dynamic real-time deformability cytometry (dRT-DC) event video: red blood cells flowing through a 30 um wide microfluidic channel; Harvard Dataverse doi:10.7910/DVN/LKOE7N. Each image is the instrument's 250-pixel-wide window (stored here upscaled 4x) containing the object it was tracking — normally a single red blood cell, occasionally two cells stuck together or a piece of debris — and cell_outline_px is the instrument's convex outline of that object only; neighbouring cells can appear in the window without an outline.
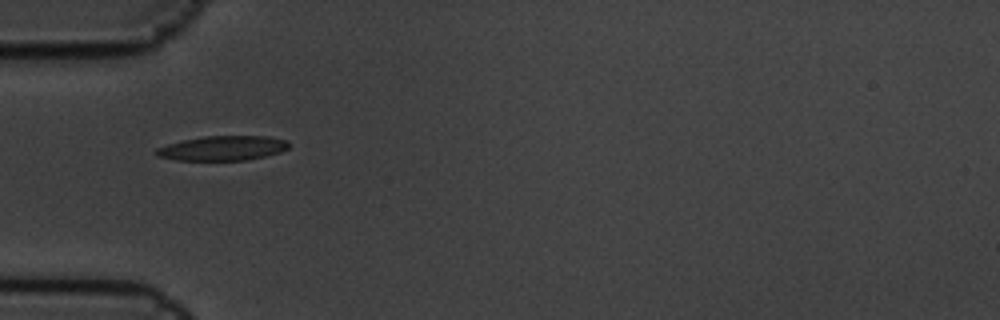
{"species": "common noctule bat (a hibernating species)", "species_latin": "Nyctalus noctula", "temperature_condition": "cold", "stored_images_in_passage": 7, "camera_frame_rate_fps": 3000, "um_per_image_px": 0.085, "animal": {"sex": "male", "body_mass_g": 19.5, "forearm_length_mm": 54.6}, "frame": {"image": 1, "passage_image": 1, "time_ms": 0.0, "image_size_px": [1000, 320], "cell_outline_px": [[288, 148], [280, 152], [264, 156], [244, 160], [176, 160], [156, 156], [156, 148], [168, 144], [184, 140], [204, 136], [268, 136], [288, 140]], "centroid_in_image_um": [18.93, 12.59], "position_along_channel_um": 66.1, "area_um2": 18.9}}
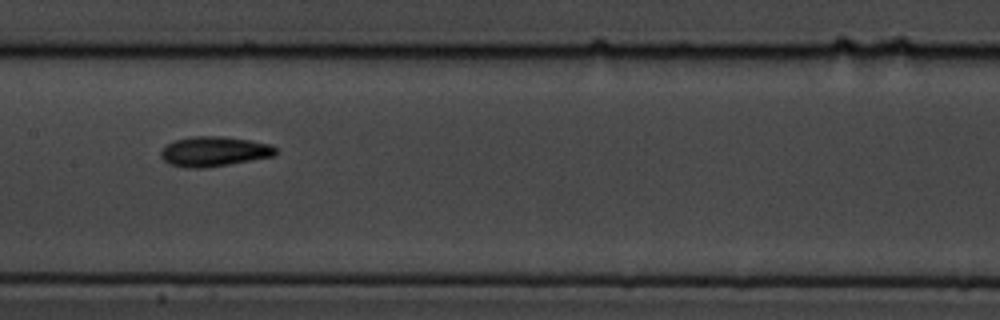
{"frame": {"image": 2, "passage_image": 4, "time_ms": 1.0, "image_size_px": [1000, 320], "cell_outline_px": [[280, 152], [272, 156], [228, 164], [204, 168], [184, 168], [168, 164], [160, 156], [160, 152], [168, 144], [176, 140], [192, 136], [224, 136], [272, 144]], "centroid_in_image_um": [18.2, 12.87], "position_along_channel_um": 189.2, "area_um2": 20.0}}
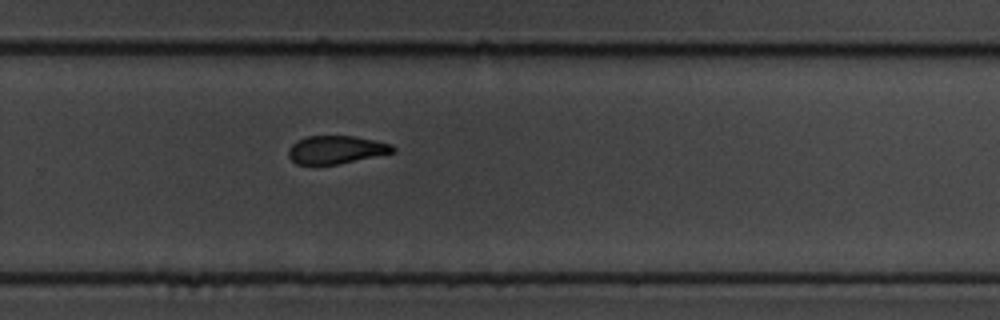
{"frame": {"image": 3, "passage_image": 7, "time_ms": 2.0, "image_size_px": [1000, 320], "cell_outline_px": [[396, 152], [336, 164], [296, 164], [288, 156], [288, 148], [292, 144], [308, 136], [352, 136], [392, 144], [396, 148]], "centroid_in_image_um": [28.57, 12.72], "position_along_channel_um": 301.2, "area_um2": 16.82}}